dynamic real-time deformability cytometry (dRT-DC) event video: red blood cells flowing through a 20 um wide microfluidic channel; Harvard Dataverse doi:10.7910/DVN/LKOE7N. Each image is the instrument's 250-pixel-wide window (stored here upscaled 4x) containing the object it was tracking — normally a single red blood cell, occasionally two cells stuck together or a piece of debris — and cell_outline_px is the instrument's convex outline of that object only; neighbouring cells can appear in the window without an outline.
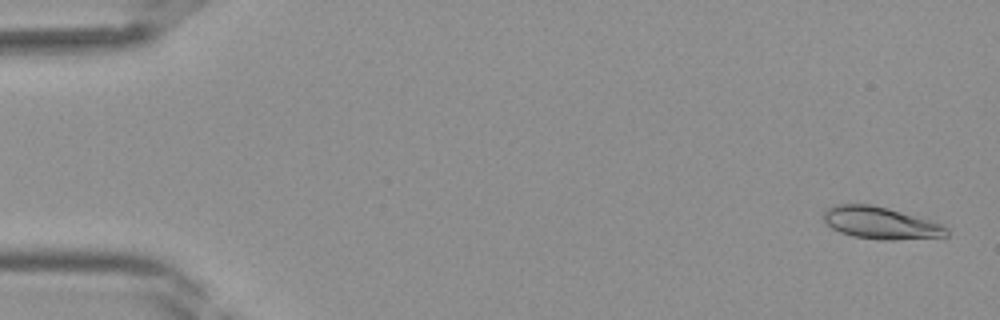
{"species": "Egyptian fruit bat (a non-hibernating species)", "species_latin": "Rousettus aegyptiacus", "temperature_condition": "room temperature", "stored_images_in_passage": 42, "segment_of_instrument_passage": [1, 2], "camera_frame_rate_fps": 3000, "um_per_image_px": 0.085, "frame": {"image": 1, "passage_image": 2, "time_ms": 0.333, "image_size_px": [1000, 320], "cell_outline_px": [[948, 236], [944, 240], [880, 240], [852, 236], [840, 232], [832, 228], [824, 220], [824, 208], [832, 204], [872, 204], [888, 208], [932, 220], [944, 224], [948, 228]], "centroid_in_image_um": [74.99, 18.98], "position_along_channel_um": 10.0, "area_um2": 24.04}}
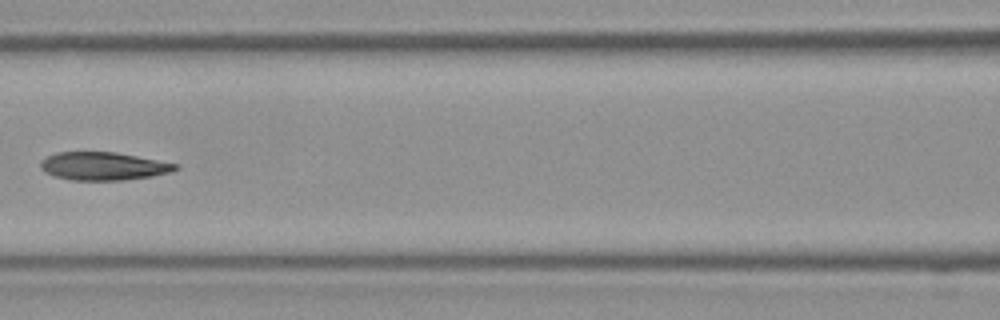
{"frame": {"image": 2, "passage_image": 19, "time_ms": 6.0, "image_size_px": [1000, 320], "cell_outline_px": [[180, 168], [172, 172], [152, 176], [124, 180], [72, 180], [56, 176], [40, 168], [40, 160], [56, 152], [116, 152], [180, 164]], "centroid_in_image_um": [8.84, 14.12], "position_along_channel_um": 157.8, "area_um2": 22.08}}
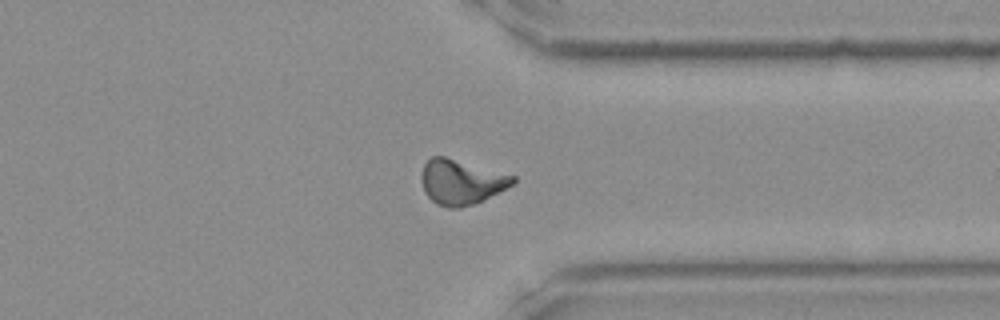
{"frame": {"image": 3, "passage_image": 32, "time_ms": 10.333, "image_size_px": [1000, 320], "cell_outline_px": [[516, 180], [512, 184], [484, 200], [460, 208], [448, 208], [436, 204], [424, 192], [420, 176], [424, 164], [432, 156], [444, 156], [516, 176]], "centroid_in_image_um": [39.17, 15.47], "position_along_channel_um": 372.2, "area_um2": 23.81}}